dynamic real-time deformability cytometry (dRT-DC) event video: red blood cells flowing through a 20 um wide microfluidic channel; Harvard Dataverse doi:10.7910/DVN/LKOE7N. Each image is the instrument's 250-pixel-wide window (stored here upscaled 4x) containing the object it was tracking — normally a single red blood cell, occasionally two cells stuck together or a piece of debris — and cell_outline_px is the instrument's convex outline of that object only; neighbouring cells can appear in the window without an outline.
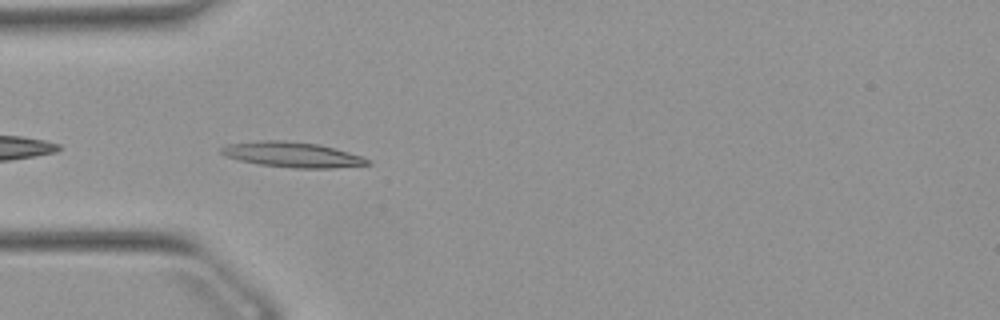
{"species": "Egyptian fruit bat (a non-hibernating species)", "species_latin": "Rousettus aegyptiacus", "temperature_condition": "warm", "stored_images_in_passage": 29, "camera_frame_rate_fps": 3000, "um_per_image_px": 0.085, "animal": {"sex": "female"}, "frame": {"image": 1, "passage_image": 2, "time_ms": 0.333, "image_size_px": [1000, 320], "cell_outline_px": [[372, 164], [332, 168], [296, 168], [260, 164], [240, 160], [224, 156], [220, 152], [220, 148], [228, 144], [264, 140], [284, 140], [316, 144], [348, 152], [372, 160]], "centroid_in_image_um": [24.84, 13.15], "position_along_channel_um": 60.2, "area_um2": 21.27}}
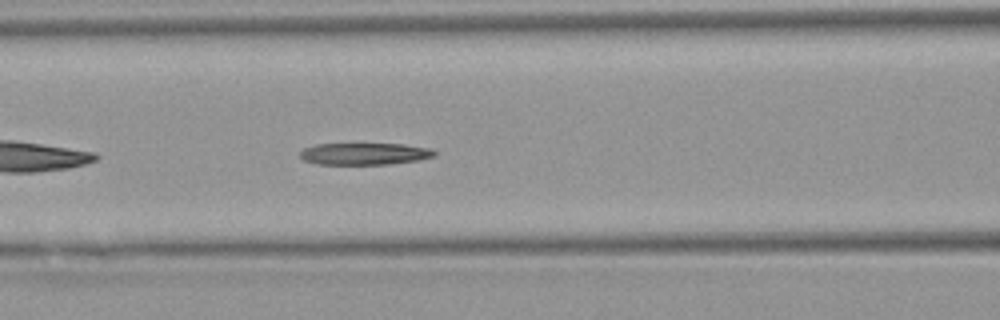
{"frame": {"image": 2, "passage_image": 8, "time_ms": 2.333, "image_size_px": [1000, 320], "cell_outline_px": [[436, 156], [416, 160], [388, 164], [316, 164], [304, 160], [300, 156], [300, 152], [304, 148], [316, 144], [404, 144], [432, 148], [436, 152]], "centroid_in_image_um": [31.0, 13.07], "position_along_channel_um": 135.6, "area_um2": 17.11}}
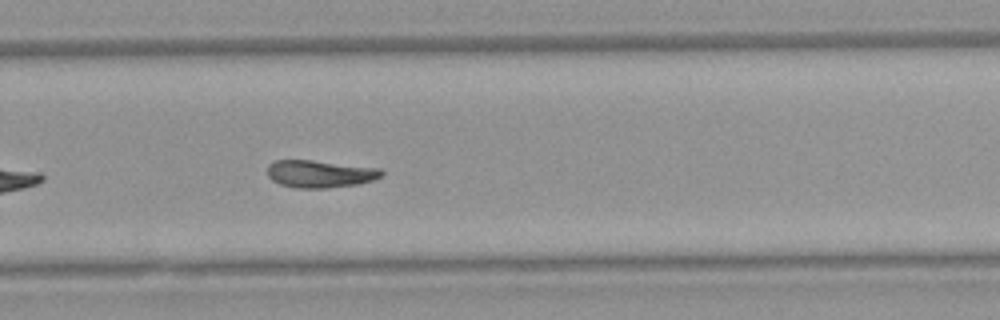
{"frame": {"image": 3, "passage_image": 21, "time_ms": 6.667, "image_size_px": [1000, 320], "cell_outline_px": [[384, 172], [380, 176], [372, 180], [356, 184], [328, 188], [296, 188], [280, 184], [272, 180], [268, 176], [268, 164], [276, 160], [312, 160], [380, 168]], "centroid_in_image_um": [27.17, 14.77], "position_along_channel_um": 302.6, "area_um2": 18.15}}